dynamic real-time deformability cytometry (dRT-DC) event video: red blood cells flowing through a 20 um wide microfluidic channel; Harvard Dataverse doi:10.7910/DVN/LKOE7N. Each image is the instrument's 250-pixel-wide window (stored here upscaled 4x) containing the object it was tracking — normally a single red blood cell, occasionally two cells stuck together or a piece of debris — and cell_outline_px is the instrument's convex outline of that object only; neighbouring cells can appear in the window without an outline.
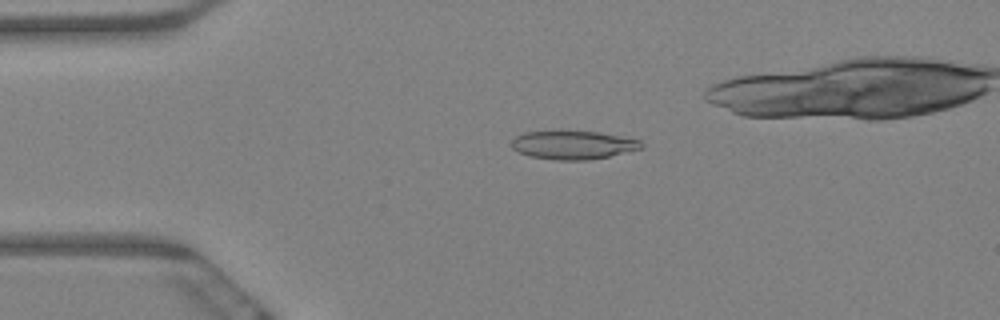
{"species": "Egyptian fruit bat (a non-hibernating species)", "species_latin": "Rousettus aegyptiacus", "temperature_condition": "warm", "stored_images_in_passage": 28, "camera_frame_rate_fps": 3000, "um_per_image_px": 0.085, "animal": {"sex": "female"}, "frame": {"image": 1, "passage_image": 14, "time_ms": 4.333, "image_size_px": [1000, 320], "cell_outline_px": [[644, 148], [608, 156], [588, 160], [556, 160], [528, 156], [512, 148], [512, 140], [516, 136], [524, 132], [560, 128], [600, 132], [640, 140], [644, 144]], "centroid_in_image_um": [48.69, 12.27], "position_along_channel_um": 36.3, "area_um2": 22.37}}
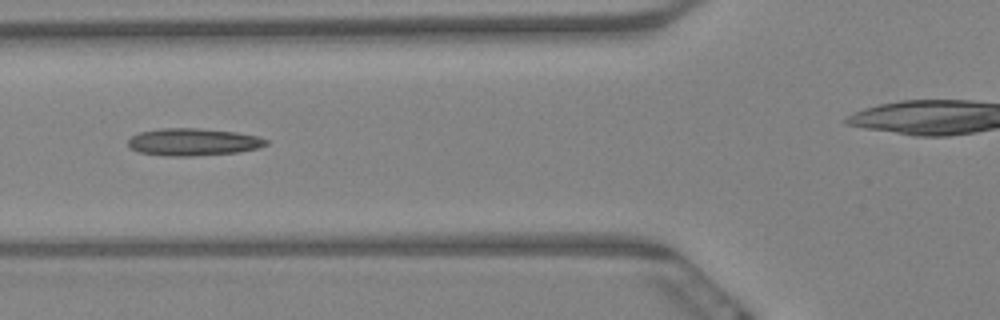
{"frame": {"image": 2, "passage_image": 24, "time_ms": 7.667, "image_size_px": [1000, 320], "cell_outline_px": [[268, 144], [260, 148], [236, 152], [192, 156], [168, 156], [140, 152], [132, 148], [128, 144], [128, 140], [132, 136], [140, 132], [160, 128], [196, 128], [236, 132], [256, 136], [268, 140]], "centroid_in_image_um": [16.43, 12.06], "position_along_channel_um": 109.4, "area_um2": 21.79}}
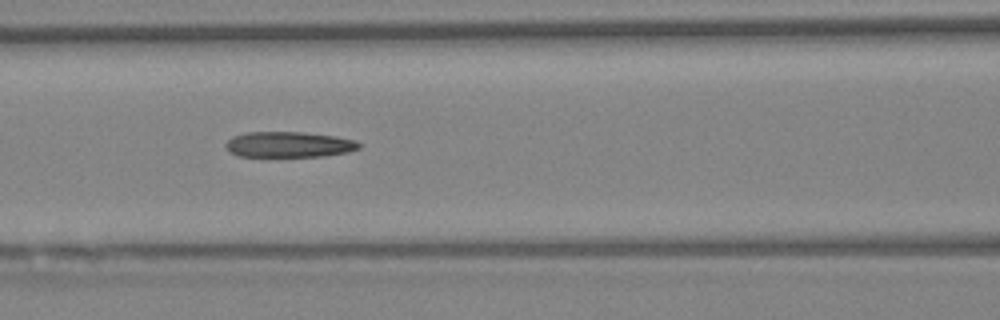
{"frame": {"image": 3, "passage_image": 27, "time_ms": 8.667, "image_size_px": [1000, 320], "cell_outline_px": [[364, 144], [360, 148], [348, 152], [324, 156], [236, 156], [228, 152], [224, 144], [232, 136], [248, 132], [304, 132], [336, 136], [356, 140]], "centroid_in_image_um": [24.57, 12.28], "position_along_channel_um": 142.0, "area_um2": 20.17}}